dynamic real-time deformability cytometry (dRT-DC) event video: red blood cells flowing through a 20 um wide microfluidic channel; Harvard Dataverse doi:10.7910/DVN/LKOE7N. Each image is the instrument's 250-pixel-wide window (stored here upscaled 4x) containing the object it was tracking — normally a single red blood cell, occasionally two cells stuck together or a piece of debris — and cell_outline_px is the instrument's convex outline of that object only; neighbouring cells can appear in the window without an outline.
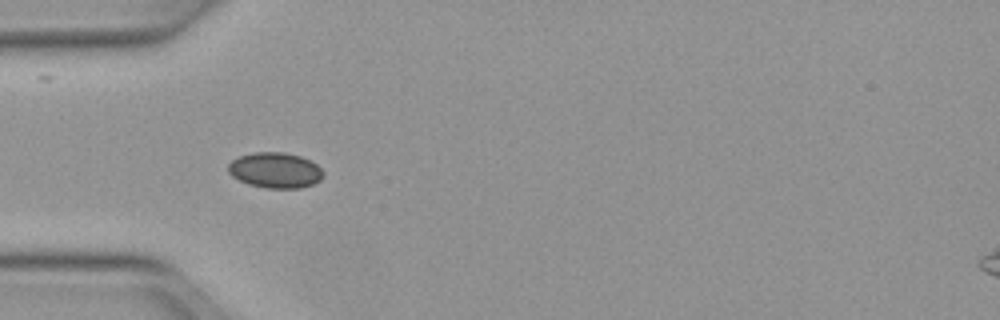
{"species": "Egyptian fruit bat (a non-hibernating species)", "species_latin": "Rousettus aegyptiacus", "temperature_condition": "warm", "stored_images_in_passage": 36, "camera_frame_rate_fps": 3000, "um_per_image_px": 0.085, "animal": {"sex": "female"}, "frame": {"image": 1, "passage_image": 1, "time_ms": 0.0, "image_size_px": [1000, 320], "cell_outline_px": [[324, 176], [320, 180], [312, 184], [300, 188], [264, 188], [248, 184], [232, 176], [228, 172], [228, 164], [232, 160], [240, 156], [252, 152], [284, 152], [300, 156], [316, 164], [324, 172]], "centroid_in_image_um": [23.38, 14.47], "position_along_channel_um": 61.6, "area_um2": 19.71}}
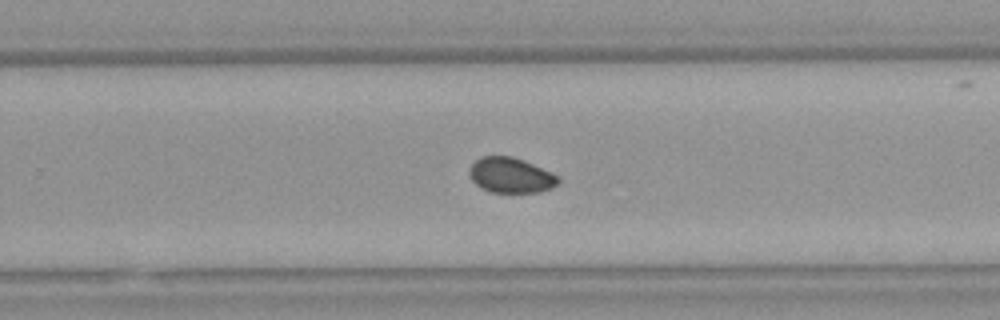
{"frame": {"image": 2, "passage_image": 18, "time_ms": 5.667, "image_size_px": [1000, 320], "cell_outline_px": [[560, 180], [552, 188], [540, 192], [492, 192], [480, 188], [472, 180], [468, 172], [472, 164], [480, 156], [512, 156], [524, 160], [552, 172], [560, 176]], "centroid_in_image_um": [43.43, 14.89], "position_along_channel_um": 286.4, "area_um2": 18.38}}
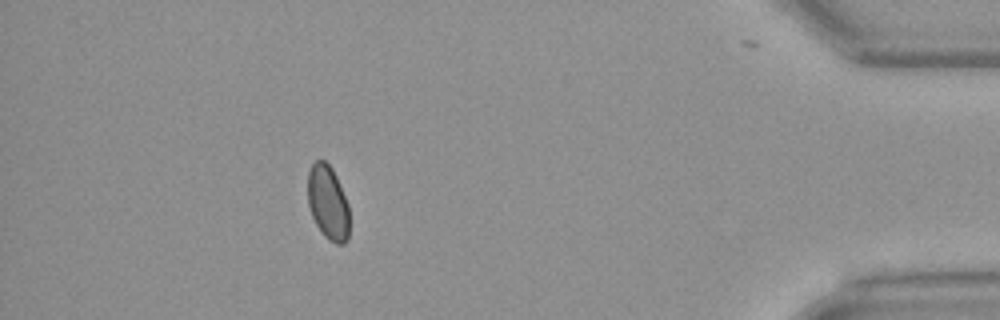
{"frame": {"image": 3, "passage_image": 31, "time_ms": 10.0, "image_size_px": [1000, 320], "cell_outline_px": [[348, 240], [344, 244], [336, 244], [328, 240], [324, 236], [316, 224], [312, 216], [308, 204], [308, 172], [312, 164], [316, 160], [324, 160], [332, 168], [336, 176], [348, 204]], "centroid_in_image_um": [27.87, 17.23], "position_along_channel_um": 407.3, "area_um2": 17.98}, "authors_computed_cell_mechanics": {"area_um2": 18.8139, "velocity_mm_per_s": 4.0092, "shape_relaxation_time_tau1_ms": 3.0806, "shape_relaxation_time_tau2_ms": 2.6679, "deformation_change_tau1": 0.0492, "deformation_change_tau2": 0.0421}}